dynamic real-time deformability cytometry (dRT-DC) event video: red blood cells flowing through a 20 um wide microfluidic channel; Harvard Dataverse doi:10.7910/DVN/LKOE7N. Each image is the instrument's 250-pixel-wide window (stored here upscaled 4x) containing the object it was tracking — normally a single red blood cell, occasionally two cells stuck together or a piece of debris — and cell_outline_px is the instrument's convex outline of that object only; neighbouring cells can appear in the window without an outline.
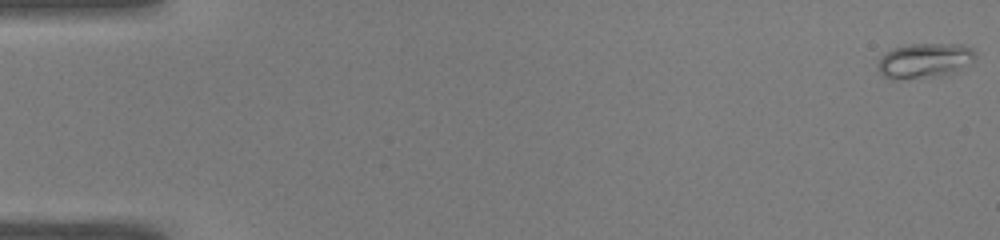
{"species": "common noctule bat (a hibernating species)", "species_latin": "Nyctalus noctula", "temperature_condition": "warm", "stored_images_in_passage": 49, "camera_frame_rate_fps": 3000, "um_per_image_px": 0.085, "animal": {"sex": "male", "body_mass_g": 19.0, "forearm_length_mm": 50.8}, "frame": {"image": 1, "passage_image": 1, "time_ms": 0.0, "image_size_px": [1000, 240], "cell_outline_px": [[976, 56], [972, 60], [948, 76], [900, 80], [892, 80], [884, 76], [880, 72], [880, 56], [884, 52], [892, 48], [908, 44], [964, 44], [972, 48], [976, 52]], "centroid_in_image_um": [78.59, 5.16], "position_along_channel_um": 6.4, "area_um2": 20.11}}
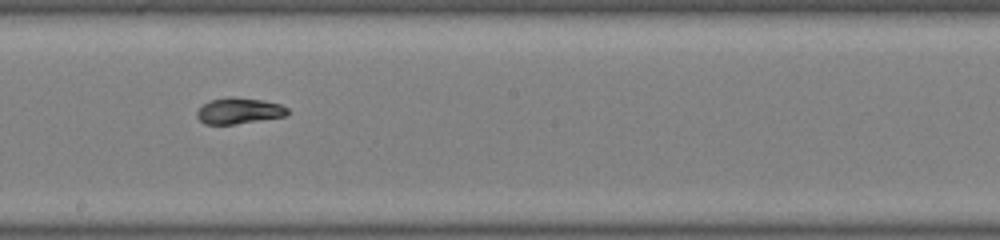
{"frame": {"image": 2, "passage_image": 29, "time_ms": 9.333, "image_size_px": [1000, 240], "cell_outline_px": [[288, 116], [236, 124], [204, 124], [196, 116], [196, 112], [208, 100], [228, 96], [232, 96], [260, 100], [280, 104], [288, 108]], "centroid_in_image_um": [20.31, 9.42], "position_along_channel_um": 227.9, "area_um2": 13.87}}
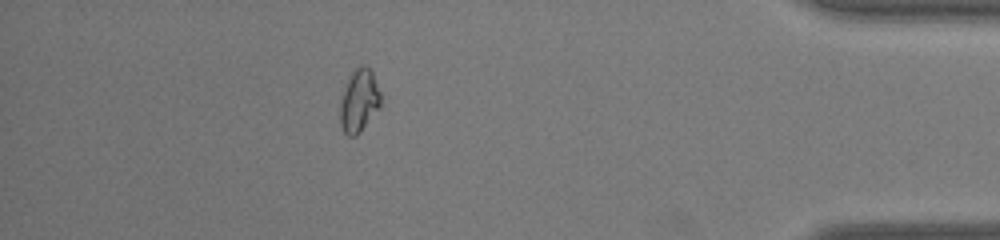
{"frame": {"image": 3, "passage_image": 45, "time_ms": 14.667, "image_size_px": [1000, 240], "cell_outline_px": [[380, 108], [360, 132], [356, 136], [348, 136], [344, 132], [340, 124], [340, 104], [344, 88], [348, 76], [360, 64], [364, 64], [372, 72], [380, 92]], "centroid_in_image_um": [30.51, 8.56], "position_along_channel_um": 404.7, "area_um2": 14.91}, "authors_computed_cell_mechanics": {"area_um2": 14.5078, "velocity_mm_per_s": 4.0941, "shape_relaxation_time_tau1_ms": 5.0631, "shape_relaxation_time_tau2_ms": 1.7789, "deformation_change_tau1": 0.1993, "deformation_change_tau2": 0.0553}}